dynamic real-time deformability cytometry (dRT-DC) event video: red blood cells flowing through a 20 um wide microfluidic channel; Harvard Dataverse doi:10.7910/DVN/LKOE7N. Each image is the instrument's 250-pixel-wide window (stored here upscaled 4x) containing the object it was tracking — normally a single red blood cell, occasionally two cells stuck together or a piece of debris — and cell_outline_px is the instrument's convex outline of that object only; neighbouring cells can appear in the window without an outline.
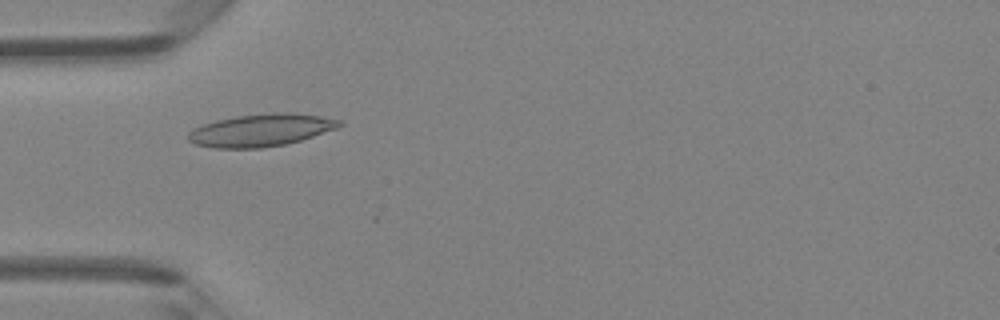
{"species": "Egyptian fruit bat (a non-hibernating species)", "species_latin": "Rousettus aegyptiacus", "temperature_condition": "room temperature", "stored_images_in_passage": 47, "camera_frame_rate_fps": 3000, "um_per_image_px": 0.085, "animal": {"sex": "female"}, "frame": {"image": 1, "passage_image": 15, "time_ms": 4.667, "image_size_px": [1000, 320], "cell_outline_px": [[344, 124], [336, 128], [300, 140], [284, 144], [260, 148], [212, 148], [196, 144], [188, 140], [188, 132], [192, 128], [200, 124], [216, 120], [236, 116], [276, 112], [288, 112], [320, 116], [344, 120]], "centroid_in_image_um": [22.15, 11.06], "position_along_channel_um": 62.9, "area_um2": 28.61}}
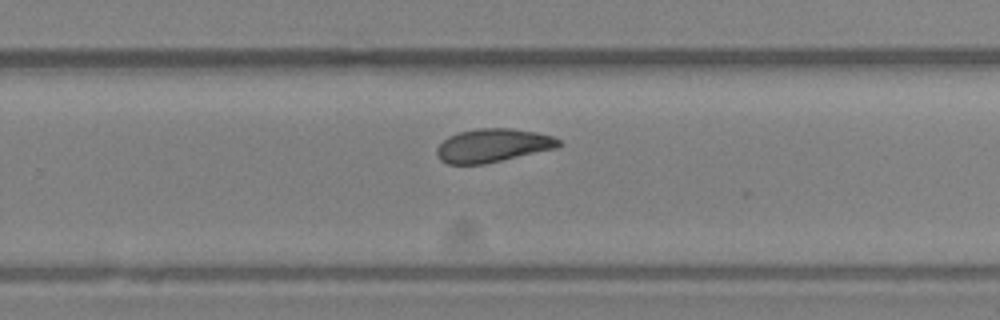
{"frame": {"image": 2, "passage_image": 31, "time_ms": 10.0, "image_size_px": [1000, 320], "cell_outline_px": [[564, 144], [556, 148], [484, 164], [448, 164], [440, 160], [436, 152], [436, 148], [448, 136], [460, 132], [476, 128], [512, 128], [536, 132], [552, 136], [560, 140]], "centroid_in_image_um": [41.89, 12.36], "position_along_channel_um": 287.9, "area_um2": 23.76}}
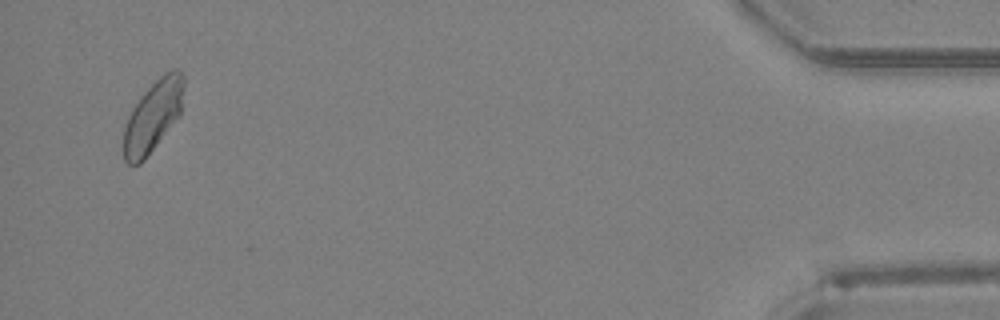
{"frame": {"image": 3, "passage_image": 46, "time_ms": 15.0, "image_size_px": [1000, 320], "cell_outline_px": [[184, 88], [180, 116], [144, 160], [140, 164], [128, 164], [124, 160], [124, 128], [128, 116], [132, 108], [140, 96], [164, 72], [172, 68], [180, 68], [184, 76]], "centroid_in_image_um": [13.03, 9.84], "position_along_channel_um": 422.2, "area_um2": 25.14}, "authors_computed_cell_mechanics": {"area_um2": 24.9118, "velocity_mm_per_s": 4.2688, "shape_relaxation_time_tau1_ms": 4.8774, "shape_relaxation_time_tau2_ms": 1.9376, "deformation_change_tau1": 0.1284, "deformation_change_tau2": 0.078}}